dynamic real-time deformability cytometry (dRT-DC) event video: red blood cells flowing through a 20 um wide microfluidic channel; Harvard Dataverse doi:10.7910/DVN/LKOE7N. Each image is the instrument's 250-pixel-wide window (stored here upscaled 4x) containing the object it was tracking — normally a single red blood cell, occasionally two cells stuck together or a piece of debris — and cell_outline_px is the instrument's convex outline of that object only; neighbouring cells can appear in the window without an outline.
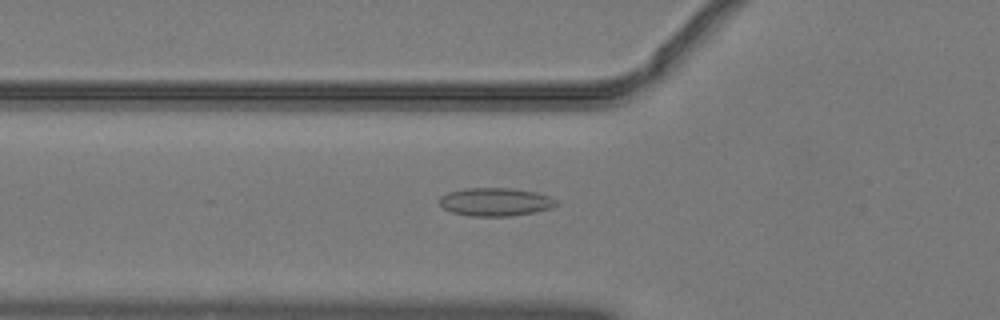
{"species": "common noctule bat (a hibernating species)", "species_latin": "Nyctalus noctula", "temperature_condition": "warm", "stored_images_in_passage": 52, "camera_frame_rate_fps": 3000, "um_per_image_px": 0.085, "animal": {"sex": "male", "body_mass_g": 19.2, "forearm_length_mm": 51.8}, "frame": {"image": 1, "passage_image": 19, "time_ms": 6.0, "image_size_px": [1000, 320], "cell_outline_px": [[560, 204], [552, 208], [536, 212], [512, 216], [472, 216], [452, 212], [444, 208], [440, 204], [440, 196], [448, 192], [464, 188], [512, 188], [536, 192], [548, 196], [556, 200]], "centroid_in_image_um": [42.14, 17.16], "position_along_channel_um": 83.7, "area_um2": 19.31}}
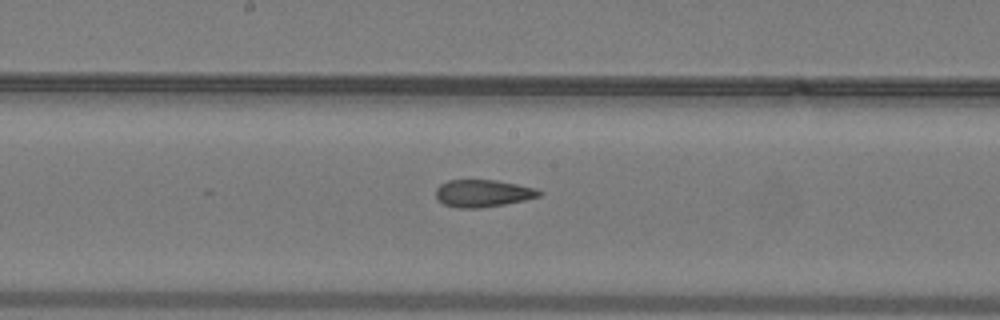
{"frame": {"image": 2, "passage_image": 28, "time_ms": 9.0, "image_size_px": [1000, 320], "cell_outline_px": [[544, 192], [540, 196], [524, 200], [504, 204], [480, 208], [456, 208], [444, 204], [436, 196], [436, 188], [440, 184], [448, 180], [496, 180], [536, 188]], "centroid_in_image_um": [41.05, 16.43], "position_along_channel_um": 207.1, "area_um2": 16.42}}
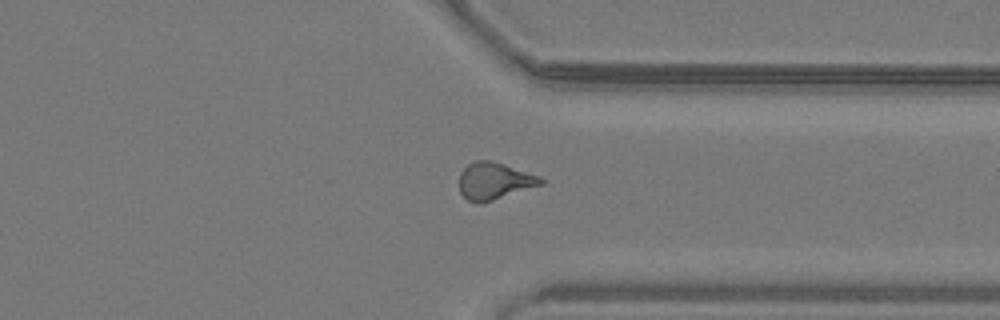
{"frame": {"image": 3, "passage_image": 40, "time_ms": 13.0, "image_size_px": [1000, 320], "cell_outline_px": [[544, 184], [480, 204], [476, 204], [468, 200], [460, 192], [460, 172], [468, 164], [476, 160], [488, 160], [504, 164], [540, 176], [544, 180]], "centroid_in_image_um": [42.02, 15.39], "position_along_channel_um": 369.4, "area_um2": 17.57}, "authors_computed_cell_mechanics": {"area_um2": 17.6001, "velocity_mm_per_s": 4.0903, "shape_relaxation_time_tau1_ms": null, "shape_relaxation_time_tau2_ms": 2.9949, "deformation_change_tau1": null, "deformation_change_tau2": 0.1124}}